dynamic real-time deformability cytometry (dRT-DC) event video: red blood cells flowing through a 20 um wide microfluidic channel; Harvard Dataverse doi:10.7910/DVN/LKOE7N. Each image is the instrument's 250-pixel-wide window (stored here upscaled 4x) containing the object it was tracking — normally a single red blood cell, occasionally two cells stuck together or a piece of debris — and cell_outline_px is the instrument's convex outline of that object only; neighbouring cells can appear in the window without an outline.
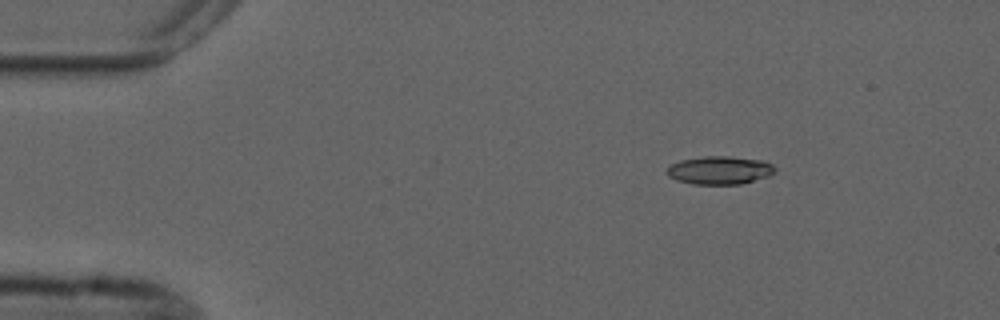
{"species": "common noctule bat (a hibernating species)", "species_latin": "Nyctalus noctula", "temperature_condition": "cold", "stored_images_in_passage": 5, "camera_frame_rate_fps": 3000, "um_per_image_px": 0.085, "animal": {"sex": "male", "forearm_length_mm": 52.5}, "frame": {"image": 1, "passage_image": 2, "time_ms": 1.333, "image_size_px": [1000, 320], "cell_outline_px": [[776, 172], [768, 176], [740, 184], [692, 184], [676, 180], [668, 176], [664, 172], [672, 164], [680, 160], [704, 156], [728, 156], [764, 160], [772, 164], [776, 168]], "centroid_in_image_um": [61.17, 14.46], "position_along_channel_um": 23.8, "area_um2": 17.86}}
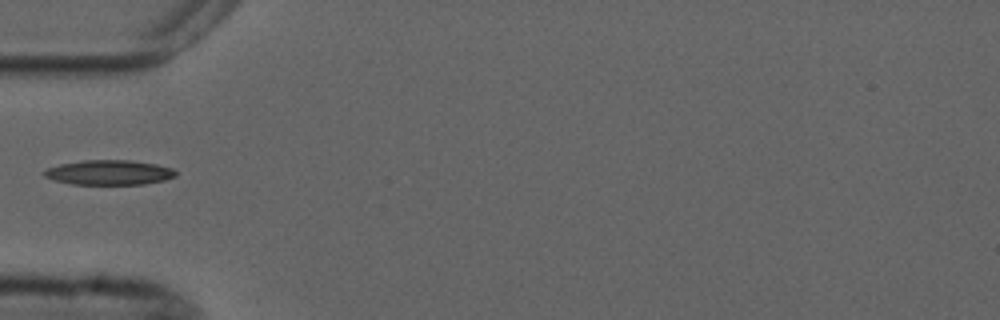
{"frame": {"image": 2, "passage_image": 5, "time_ms": 4.667, "image_size_px": [1000, 320], "cell_outline_px": [[176, 176], [164, 180], [144, 184], [72, 184], [56, 180], [44, 176], [44, 172], [48, 168], [60, 164], [84, 160], [132, 160], [156, 164], [172, 168], [176, 172]], "centroid_in_image_um": [9.31, 14.65], "position_along_channel_um": 75.7, "area_um2": 18.84}}